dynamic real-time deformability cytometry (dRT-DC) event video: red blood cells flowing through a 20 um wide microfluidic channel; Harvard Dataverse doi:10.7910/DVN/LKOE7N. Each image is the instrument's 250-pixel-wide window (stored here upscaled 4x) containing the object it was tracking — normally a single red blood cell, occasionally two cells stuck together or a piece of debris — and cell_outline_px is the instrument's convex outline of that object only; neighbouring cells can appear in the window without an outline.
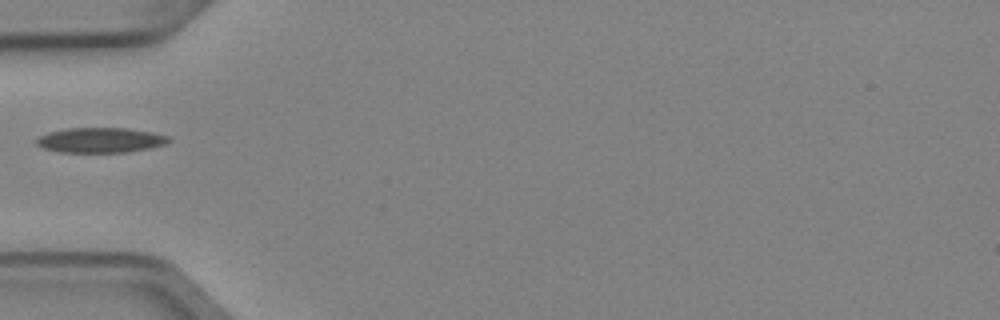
{"species": "Egyptian fruit bat (a non-hibernating species)", "species_latin": "Rousettus aegyptiacus", "temperature_condition": "cold", "stored_images_in_passage": 1, "camera_frame_rate_fps": 3000, "um_per_image_px": 0.085, "animal": {"sex": "female"}, "frame": {"image": 1, "passage_image": 1, "time_ms": 0.0, "image_size_px": [1000, 320], "cell_outline_px": [[172, 140], [164, 144], [148, 148], [124, 152], [60, 152], [44, 148], [36, 144], [32, 140], [48, 132], [64, 128], [128, 128], [152, 132], [168, 136]], "centroid_in_image_um": [8.49, 11.9], "position_along_channel_um": 76.5, "area_um2": 19.31}}